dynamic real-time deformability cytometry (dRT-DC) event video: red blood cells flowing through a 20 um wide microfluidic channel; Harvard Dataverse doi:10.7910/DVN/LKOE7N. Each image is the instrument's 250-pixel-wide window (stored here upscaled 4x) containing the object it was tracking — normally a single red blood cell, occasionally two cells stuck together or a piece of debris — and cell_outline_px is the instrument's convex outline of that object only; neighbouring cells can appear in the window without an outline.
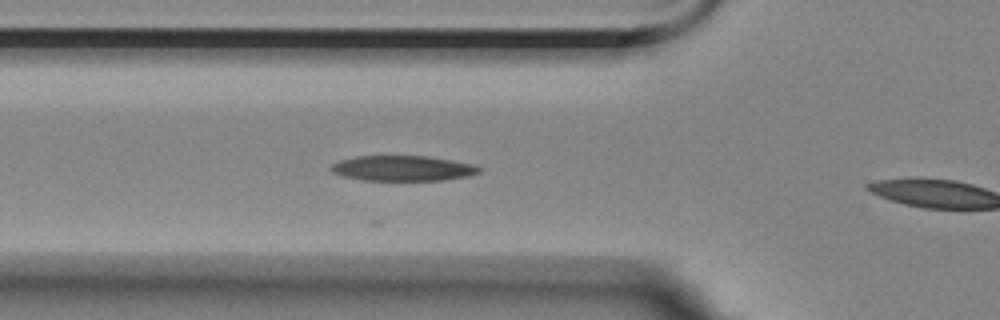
{"species": "Egyptian fruit bat (a non-hibernating species)", "species_latin": "Rousettus aegyptiacus", "temperature_condition": "room temperature", "stored_images_in_passage": 6, "segment_of_instrument_passage": [1, 2], "camera_frame_rate_fps": 3000, "um_per_image_px": 0.085, "animal": {"sex": "female"}, "frame": {"image": 1, "passage_image": 5, "time_ms": 4.667, "image_size_px": [1000, 320], "cell_outline_px": [[484, 168], [480, 172], [468, 176], [444, 180], [364, 180], [344, 176], [332, 172], [328, 168], [332, 164], [340, 160], [356, 156], [428, 156], [452, 160], [472, 164]], "centroid_in_image_um": [34.25, 14.3], "position_along_channel_um": 91.6, "area_um2": 21.85}}